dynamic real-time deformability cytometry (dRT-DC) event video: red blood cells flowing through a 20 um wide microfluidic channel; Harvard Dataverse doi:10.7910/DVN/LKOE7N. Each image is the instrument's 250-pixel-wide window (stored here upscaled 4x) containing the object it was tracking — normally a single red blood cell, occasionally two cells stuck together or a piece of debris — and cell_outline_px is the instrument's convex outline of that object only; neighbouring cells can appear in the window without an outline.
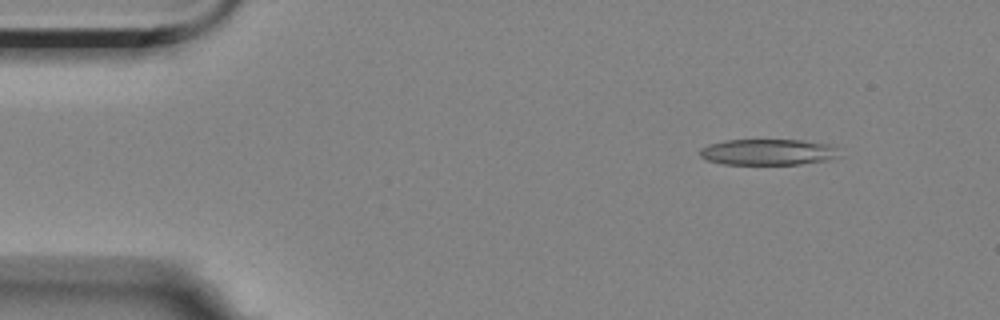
{"species": "Egyptian fruit bat (a non-hibernating species)", "species_latin": "Rousettus aegyptiacus", "temperature_condition": "room temperature", "stored_images_in_passage": 7, "camera_frame_rate_fps": 3000, "um_per_image_px": 0.085, "animal": {"sex": "female"}, "frame": {"image": 1, "passage_image": 2, "time_ms": 1.0, "image_size_px": [1000, 320], "cell_outline_px": [[844, 156], [828, 160], [800, 164], [724, 164], [708, 160], [700, 156], [700, 148], [708, 144], [724, 140], [804, 140], [836, 144]], "centroid_in_image_um": [65.41, 12.91], "position_along_channel_um": 19.6, "area_um2": 21.68}}
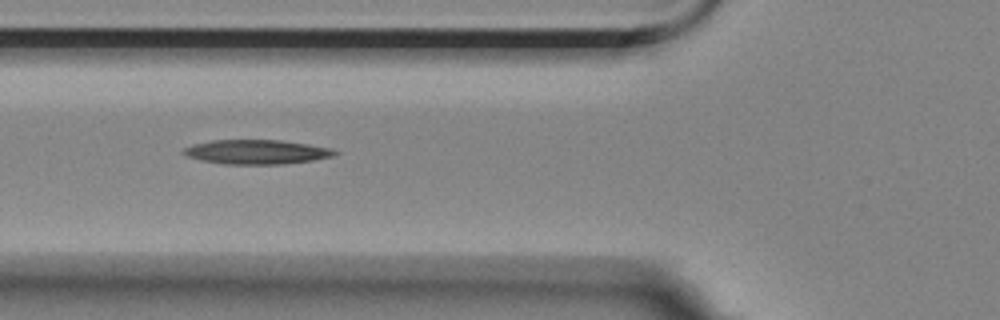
{"frame": {"image": 2, "passage_image": 6, "time_ms": 5.667, "image_size_px": [1000, 320], "cell_outline_px": [[340, 152], [336, 156], [312, 160], [280, 164], [224, 164], [204, 160], [188, 156], [180, 152], [184, 148], [192, 144], [212, 140], [280, 140], [308, 144], [332, 148]], "centroid_in_image_um": [21.84, 12.91], "position_along_channel_um": 104.0, "area_um2": 21.44}}
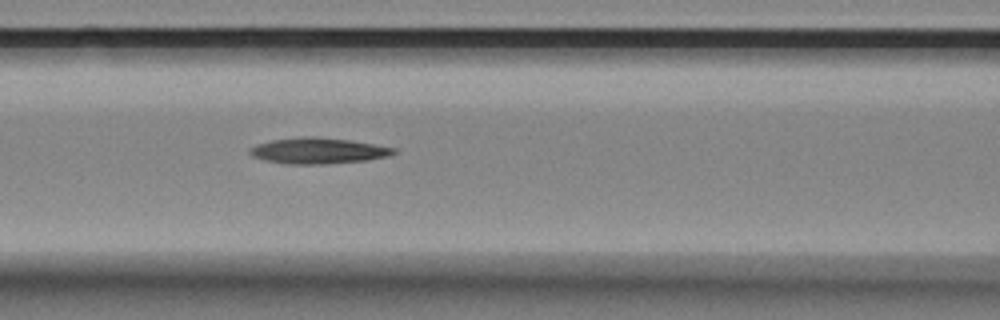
{"frame": {"image": 3, "passage_image": 7, "time_ms": 6.667, "image_size_px": [1000, 320], "cell_outline_px": [[400, 152], [388, 156], [364, 160], [320, 164], [292, 164], [268, 160], [252, 156], [248, 152], [248, 148], [256, 144], [272, 140], [300, 136], [316, 136], [352, 140], [396, 148]], "centroid_in_image_um": [27.06, 12.79], "position_along_channel_um": 139.5, "area_um2": 21.73}}